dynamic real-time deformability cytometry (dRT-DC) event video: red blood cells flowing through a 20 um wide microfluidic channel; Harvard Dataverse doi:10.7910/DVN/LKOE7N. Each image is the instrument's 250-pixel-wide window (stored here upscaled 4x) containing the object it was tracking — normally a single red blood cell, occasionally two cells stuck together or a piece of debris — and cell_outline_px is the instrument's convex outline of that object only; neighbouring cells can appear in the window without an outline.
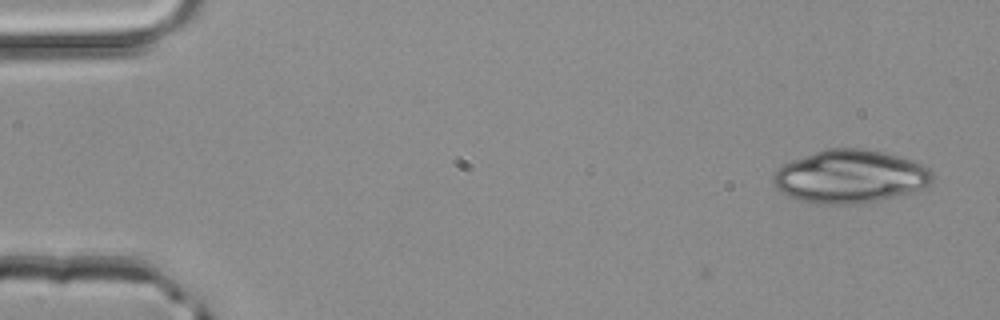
{"species": "common noctule bat (a hibernating species)", "species_latin": "Nyctalus noctula", "temperature_condition": "room temperature", "stored_images_in_passage": 3, "camera_frame_rate_fps": 3000, "um_per_image_px": 0.085, "animal": {"sex": "male", "body_mass_g": 20.4}, "frame": {"image": 1, "passage_image": 3, "time_ms": 0.667, "image_size_px": [1000, 320], "cell_outline_px": [[932, 180], [924, 188], [912, 192], [880, 200], [852, 204], [820, 204], [800, 200], [788, 196], [780, 192], [772, 184], [772, 176], [776, 168], [792, 160], [828, 148], [868, 148], [884, 152], [924, 164], [932, 172]], "centroid_in_image_um": [72.23, 15.0], "position_along_channel_um": 12.8, "area_um2": 49.42}}